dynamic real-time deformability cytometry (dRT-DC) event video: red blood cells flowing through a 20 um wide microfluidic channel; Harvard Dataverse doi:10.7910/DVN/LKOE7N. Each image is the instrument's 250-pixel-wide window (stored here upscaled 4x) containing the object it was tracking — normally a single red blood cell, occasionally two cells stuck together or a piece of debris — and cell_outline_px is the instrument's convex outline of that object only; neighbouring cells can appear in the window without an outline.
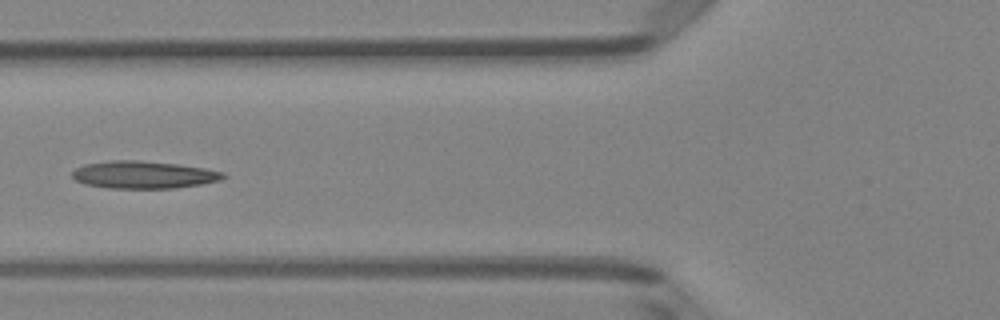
{"species": "Egyptian fruit bat (a non-hibernating species)", "species_latin": "Rousettus aegyptiacus", "temperature_condition": "room temperature", "stored_images_in_passage": 6, "camera_frame_rate_fps": 3000, "um_per_image_px": 0.085, "animal": {"sex": "female"}, "frame": {"image": 1, "passage_image": 6, "time_ms": 1.667, "image_size_px": [1000, 320], "cell_outline_px": [[228, 176], [220, 180], [200, 184], [172, 188], [108, 188], [84, 184], [76, 180], [72, 176], [72, 172], [76, 168], [84, 164], [108, 160], [136, 160], [176, 164], [204, 168], [224, 172]], "centroid_in_image_um": [12.18, 14.85], "position_along_channel_um": 113.6, "area_um2": 24.1}}